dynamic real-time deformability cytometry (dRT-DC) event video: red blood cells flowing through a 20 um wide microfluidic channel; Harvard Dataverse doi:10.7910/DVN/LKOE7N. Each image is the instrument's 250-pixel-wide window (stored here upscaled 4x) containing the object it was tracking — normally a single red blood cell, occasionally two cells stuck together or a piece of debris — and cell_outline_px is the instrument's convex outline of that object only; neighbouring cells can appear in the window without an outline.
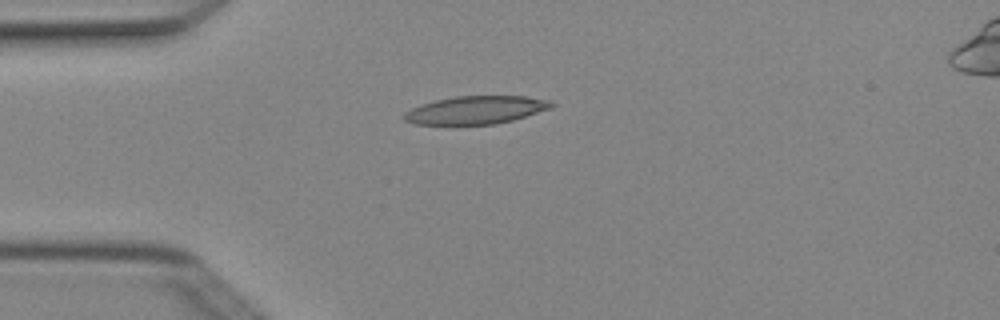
{"species": "Egyptian fruit bat (a non-hibernating species)", "species_latin": "Rousettus aegyptiacus", "temperature_condition": "cold", "stored_images_in_passage": 5, "camera_frame_rate_fps": 3000, "um_per_image_px": 0.085, "animal": {"sex": "female"}, "frame": {"image": 1, "passage_image": 5, "time_ms": 1.333, "image_size_px": [1000, 320], "cell_outline_px": [[556, 104], [552, 108], [512, 120], [496, 124], [452, 128], [416, 124], [404, 120], [404, 112], [420, 104], [436, 100], [456, 96], [524, 96], [552, 100]], "centroid_in_image_um": [40.4, 9.4], "position_along_channel_um": 44.6, "area_um2": 25.14}}